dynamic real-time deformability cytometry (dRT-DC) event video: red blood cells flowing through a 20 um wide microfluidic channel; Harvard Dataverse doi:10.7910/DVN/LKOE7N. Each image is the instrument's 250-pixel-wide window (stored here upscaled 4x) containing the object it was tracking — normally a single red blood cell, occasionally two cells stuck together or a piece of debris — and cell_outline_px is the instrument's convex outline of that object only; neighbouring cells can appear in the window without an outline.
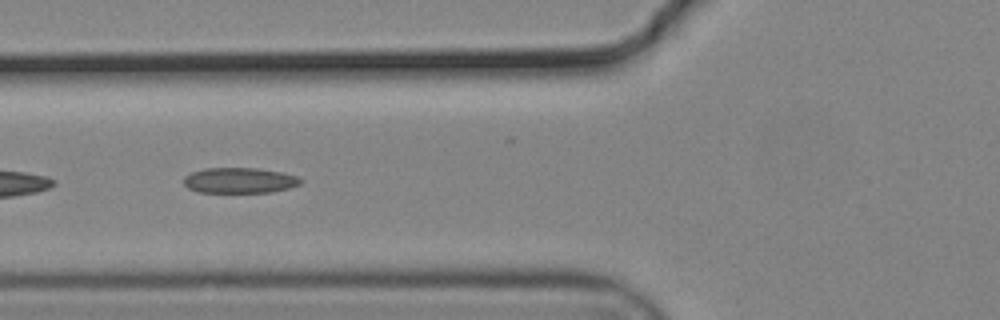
{"species": "common noctule bat (a hibernating species)", "species_latin": "Nyctalus noctula", "temperature_condition": "cold", "stored_images_in_passage": 25, "camera_frame_rate_fps": 3000, "um_per_image_px": 0.085, "animal": {"sex": "male", "body_mass_g": 19.2, "forearm_length_mm": 51.8}, "frame": {"image": 1, "passage_image": 22, "time_ms": 7.0, "image_size_px": [1000, 320], "cell_outline_px": [[304, 180], [300, 184], [288, 188], [272, 192], [196, 192], [188, 188], [184, 184], [184, 176], [192, 172], [204, 168], [256, 168], [280, 172], [296, 176]], "centroid_in_image_um": [20.34, 15.33], "position_along_channel_um": 105.5, "area_um2": 17.34}}